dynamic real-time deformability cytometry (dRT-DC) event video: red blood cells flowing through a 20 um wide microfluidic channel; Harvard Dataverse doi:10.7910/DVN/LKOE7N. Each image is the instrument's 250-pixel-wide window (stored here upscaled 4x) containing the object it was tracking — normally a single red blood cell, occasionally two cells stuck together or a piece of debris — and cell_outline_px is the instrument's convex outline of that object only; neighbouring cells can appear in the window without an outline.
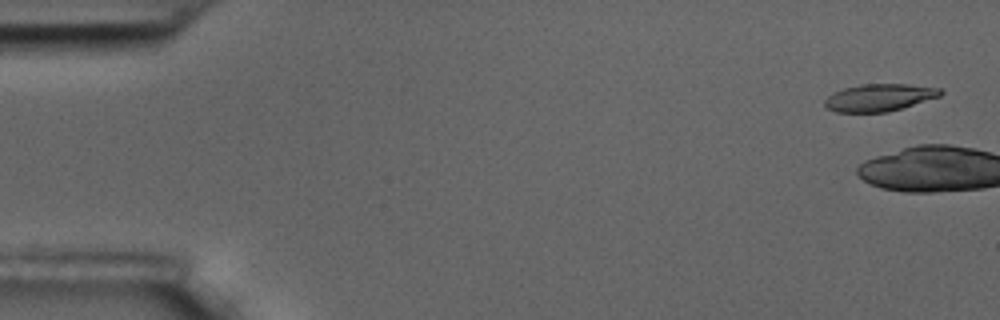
{"species": "common noctule bat (a hibernating species)", "species_latin": "Nyctalus noctula", "temperature_condition": "room temperature", "stored_images_in_passage": 6, "camera_frame_rate_fps": 3000, "um_per_image_px": 0.085, "animal": {"sex": "male", "body_mass_g": 17.5, "forearm_length_mm": 52.3}, "frame": {"image": 1, "passage_image": 1, "time_ms": 0.0, "image_size_px": [1000, 320], "cell_outline_px": [[944, 92], [940, 96], [888, 112], [836, 112], [824, 108], [824, 100], [832, 92], [844, 88], [860, 84], [908, 84], [940, 88]], "centroid_in_image_um": [74.7, 8.29], "position_along_channel_um": 10.3, "area_um2": 18.5}}